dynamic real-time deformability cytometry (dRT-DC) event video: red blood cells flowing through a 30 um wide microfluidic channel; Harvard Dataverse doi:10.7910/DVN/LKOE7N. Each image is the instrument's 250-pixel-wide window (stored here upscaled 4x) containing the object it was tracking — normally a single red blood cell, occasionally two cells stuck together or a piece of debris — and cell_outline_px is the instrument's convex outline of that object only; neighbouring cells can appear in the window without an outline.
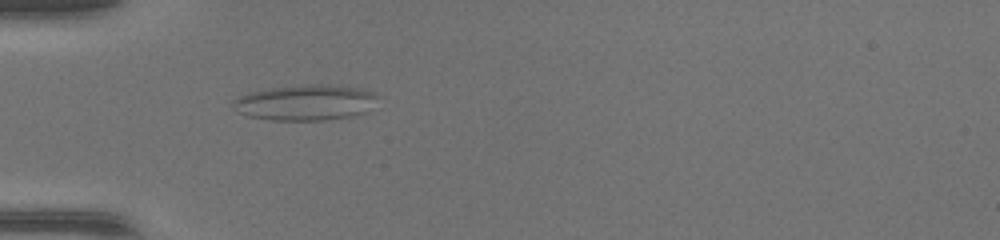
{"species": "common noctule bat (a hibernating species)", "species_latin": "Nyctalus noctula", "temperature_condition": "warm", "stored_images_in_passage": 49, "camera_frame_rate_fps": 3000, "um_per_image_px": 0.085, "animal": {"sex": "female", "body_mass_g": 17.0, "forearm_length_mm": 48.0}, "frame": {"image": 1, "passage_image": 16, "time_ms": 5.0, "image_size_px": [1000, 240], "cell_outline_px": [[380, 96], [364, 112], [352, 116], [324, 120], [268, 120], [248, 116], [236, 112], [232, 108], [232, 100], [248, 92], [272, 88], [368, 88], [376, 92]], "centroid_in_image_um": [25.9, 8.78], "position_along_channel_um": 59.1, "area_um2": 28.78}}
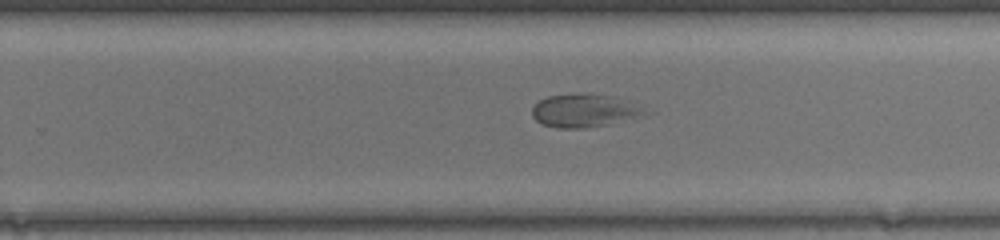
{"frame": {"image": 2, "passage_image": 32, "time_ms": 10.333, "image_size_px": [1000, 240], "cell_outline_px": [[644, 116], [608, 124], [584, 128], [560, 128], [540, 124], [532, 116], [532, 108], [540, 100], [548, 96], [604, 96], [636, 108], [644, 112]], "centroid_in_image_um": [49.48, 9.49], "position_along_channel_um": 280.3, "area_um2": 19.94}}
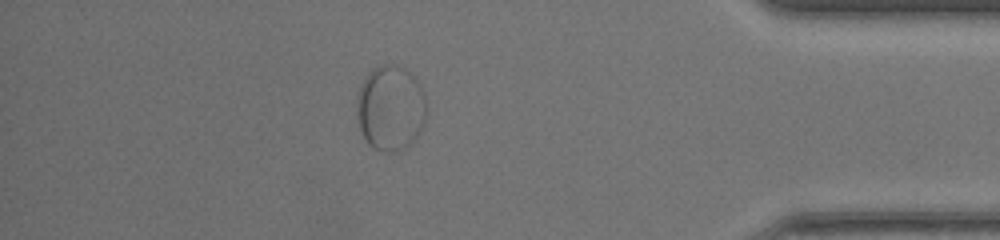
{"frame": {"image": 3, "passage_image": 43, "time_ms": 14.0, "image_size_px": [1000, 240], "cell_outline_px": [[424, 124], [420, 132], [408, 148], [396, 152], [384, 152], [372, 148], [368, 144], [360, 128], [356, 112], [356, 104], [360, 88], [368, 76], [376, 68], [388, 68], [424, 100]], "centroid_in_image_um": [33.07, 9.51], "position_along_channel_um": 402.1, "area_um2": 31.15}}